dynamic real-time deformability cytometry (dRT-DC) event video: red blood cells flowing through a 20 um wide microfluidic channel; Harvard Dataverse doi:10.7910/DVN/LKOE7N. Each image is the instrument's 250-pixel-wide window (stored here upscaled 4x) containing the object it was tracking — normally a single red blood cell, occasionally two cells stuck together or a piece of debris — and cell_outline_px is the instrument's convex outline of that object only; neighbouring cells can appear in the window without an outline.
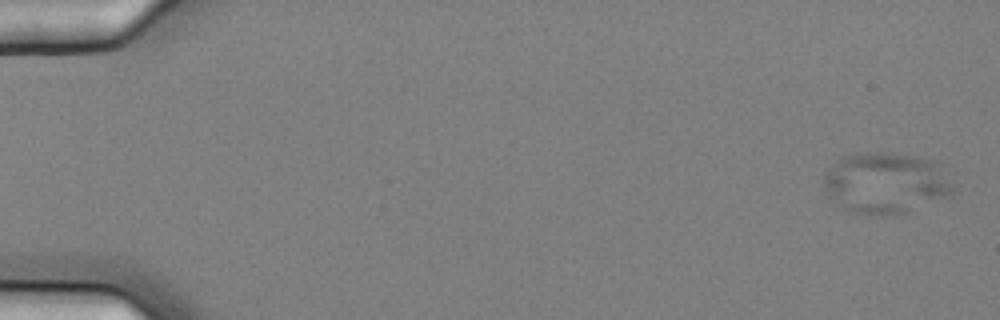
{"species": "common noctule bat (a hibernating species)", "species_latin": "Nyctalus noctula", "temperature_condition": "cold", "stored_images_in_passage": 6, "camera_frame_rate_fps": 3000, "um_per_image_px": 0.085, "animal": {"sex": "female", "body_mass_g": 25.1}, "frame": {"image": 1, "passage_image": 1, "time_ms": 0.0, "image_size_px": [1000, 320], "cell_outline_px": [[952, 192], [908, 212], [888, 216], [864, 216], [848, 208], [828, 196], [824, 188], [824, 176], [828, 168], [836, 160], [844, 156], [868, 152], [884, 152], [916, 156], [932, 160], [940, 164], [952, 184]], "centroid_in_image_um": [75.26, 15.54], "position_along_channel_um": 9.7, "area_um2": 45.66}}